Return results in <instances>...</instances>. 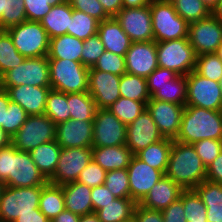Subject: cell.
<instances>
[{"label": "cell", "instance_id": "obj_58", "mask_svg": "<svg viewBox=\"0 0 222 222\" xmlns=\"http://www.w3.org/2000/svg\"><path fill=\"white\" fill-rule=\"evenodd\" d=\"M109 17H115L123 8L122 0H98Z\"/></svg>", "mask_w": 222, "mask_h": 222}, {"label": "cell", "instance_id": "obj_34", "mask_svg": "<svg viewBox=\"0 0 222 222\" xmlns=\"http://www.w3.org/2000/svg\"><path fill=\"white\" fill-rule=\"evenodd\" d=\"M67 105L70 119L79 121H93L98 110L95 101L88 92L68 93Z\"/></svg>", "mask_w": 222, "mask_h": 222}, {"label": "cell", "instance_id": "obj_59", "mask_svg": "<svg viewBox=\"0 0 222 222\" xmlns=\"http://www.w3.org/2000/svg\"><path fill=\"white\" fill-rule=\"evenodd\" d=\"M48 218L38 209H34V214H27L17 217L13 222H46Z\"/></svg>", "mask_w": 222, "mask_h": 222}, {"label": "cell", "instance_id": "obj_10", "mask_svg": "<svg viewBox=\"0 0 222 222\" xmlns=\"http://www.w3.org/2000/svg\"><path fill=\"white\" fill-rule=\"evenodd\" d=\"M2 89L20 85L50 86L48 55L26 58L20 65L7 71L1 77Z\"/></svg>", "mask_w": 222, "mask_h": 222}, {"label": "cell", "instance_id": "obj_29", "mask_svg": "<svg viewBox=\"0 0 222 222\" xmlns=\"http://www.w3.org/2000/svg\"><path fill=\"white\" fill-rule=\"evenodd\" d=\"M61 150L62 148L54 140L43 143L29 152L37 168L47 180L55 173Z\"/></svg>", "mask_w": 222, "mask_h": 222}, {"label": "cell", "instance_id": "obj_65", "mask_svg": "<svg viewBox=\"0 0 222 222\" xmlns=\"http://www.w3.org/2000/svg\"><path fill=\"white\" fill-rule=\"evenodd\" d=\"M211 14L222 22V0H219L217 7L212 11Z\"/></svg>", "mask_w": 222, "mask_h": 222}, {"label": "cell", "instance_id": "obj_54", "mask_svg": "<svg viewBox=\"0 0 222 222\" xmlns=\"http://www.w3.org/2000/svg\"><path fill=\"white\" fill-rule=\"evenodd\" d=\"M161 213L164 222H187L184 215L183 192L179 199L163 209Z\"/></svg>", "mask_w": 222, "mask_h": 222}, {"label": "cell", "instance_id": "obj_43", "mask_svg": "<svg viewBox=\"0 0 222 222\" xmlns=\"http://www.w3.org/2000/svg\"><path fill=\"white\" fill-rule=\"evenodd\" d=\"M173 5L178 15L188 23L202 20L211 14L202 0H175Z\"/></svg>", "mask_w": 222, "mask_h": 222}, {"label": "cell", "instance_id": "obj_46", "mask_svg": "<svg viewBox=\"0 0 222 222\" xmlns=\"http://www.w3.org/2000/svg\"><path fill=\"white\" fill-rule=\"evenodd\" d=\"M28 117L26 111L15 102L9 101L8 109L4 110V131L12 138Z\"/></svg>", "mask_w": 222, "mask_h": 222}, {"label": "cell", "instance_id": "obj_61", "mask_svg": "<svg viewBox=\"0 0 222 222\" xmlns=\"http://www.w3.org/2000/svg\"><path fill=\"white\" fill-rule=\"evenodd\" d=\"M80 215L72 213L71 211L64 210L59 213L52 222H79Z\"/></svg>", "mask_w": 222, "mask_h": 222}, {"label": "cell", "instance_id": "obj_13", "mask_svg": "<svg viewBox=\"0 0 222 222\" xmlns=\"http://www.w3.org/2000/svg\"><path fill=\"white\" fill-rule=\"evenodd\" d=\"M127 125L107 109H98L93 120L92 148L126 144Z\"/></svg>", "mask_w": 222, "mask_h": 222}, {"label": "cell", "instance_id": "obj_25", "mask_svg": "<svg viewBox=\"0 0 222 222\" xmlns=\"http://www.w3.org/2000/svg\"><path fill=\"white\" fill-rule=\"evenodd\" d=\"M65 208L80 216L94 213L91 201V190L87 185L77 181L62 185Z\"/></svg>", "mask_w": 222, "mask_h": 222}, {"label": "cell", "instance_id": "obj_33", "mask_svg": "<svg viewBox=\"0 0 222 222\" xmlns=\"http://www.w3.org/2000/svg\"><path fill=\"white\" fill-rule=\"evenodd\" d=\"M65 209L62 185H53L49 182L43 185L39 201V210L49 220H52Z\"/></svg>", "mask_w": 222, "mask_h": 222}, {"label": "cell", "instance_id": "obj_72", "mask_svg": "<svg viewBox=\"0 0 222 222\" xmlns=\"http://www.w3.org/2000/svg\"><path fill=\"white\" fill-rule=\"evenodd\" d=\"M0 90H2V83H1V78H0Z\"/></svg>", "mask_w": 222, "mask_h": 222}, {"label": "cell", "instance_id": "obj_14", "mask_svg": "<svg viewBox=\"0 0 222 222\" xmlns=\"http://www.w3.org/2000/svg\"><path fill=\"white\" fill-rule=\"evenodd\" d=\"M92 160V147L62 148L54 175L48 180L53 185L77 181L79 174Z\"/></svg>", "mask_w": 222, "mask_h": 222}, {"label": "cell", "instance_id": "obj_57", "mask_svg": "<svg viewBox=\"0 0 222 222\" xmlns=\"http://www.w3.org/2000/svg\"><path fill=\"white\" fill-rule=\"evenodd\" d=\"M206 180L222 184V152L206 167Z\"/></svg>", "mask_w": 222, "mask_h": 222}, {"label": "cell", "instance_id": "obj_8", "mask_svg": "<svg viewBox=\"0 0 222 222\" xmlns=\"http://www.w3.org/2000/svg\"><path fill=\"white\" fill-rule=\"evenodd\" d=\"M41 191L42 186H5L0 197V219L13 222L19 216L34 214V209L39 208Z\"/></svg>", "mask_w": 222, "mask_h": 222}, {"label": "cell", "instance_id": "obj_64", "mask_svg": "<svg viewBox=\"0 0 222 222\" xmlns=\"http://www.w3.org/2000/svg\"><path fill=\"white\" fill-rule=\"evenodd\" d=\"M79 222H100L95 213L80 216Z\"/></svg>", "mask_w": 222, "mask_h": 222}, {"label": "cell", "instance_id": "obj_50", "mask_svg": "<svg viewBox=\"0 0 222 222\" xmlns=\"http://www.w3.org/2000/svg\"><path fill=\"white\" fill-rule=\"evenodd\" d=\"M192 145L206 167L222 152V140L203 139Z\"/></svg>", "mask_w": 222, "mask_h": 222}, {"label": "cell", "instance_id": "obj_6", "mask_svg": "<svg viewBox=\"0 0 222 222\" xmlns=\"http://www.w3.org/2000/svg\"><path fill=\"white\" fill-rule=\"evenodd\" d=\"M158 66L187 76L196 67V54L188 37L156 42Z\"/></svg>", "mask_w": 222, "mask_h": 222}, {"label": "cell", "instance_id": "obj_51", "mask_svg": "<svg viewBox=\"0 0 222 222\" xmlns=\"http://www.w3.org/2000/svg\"><path fill=\"white\" fill-rule=\"evenodd\" d=\"M106 171L96 162L91 160L86 168L79 174L77 182L90 188L104 184Z\"/></svg>", "mask_w": 222, "mask_h": 222}, {"label": "cell", "instance_id": "obj_70", "mask_svg": "<svg viewBox=\"0 0 222 222\" xmlns=\"http://www.w3.org/2000/svg\"><path fill=\"white\" fill-rule=\"evenodd\" d=\"M161 3H173L175 0H156Z\"/></svg>", "mask_w": 222, "mask_h": 222}, {"label": "cell", "instance_id": "obj_67", "mask_svg": "<svg viewBox=\"0 0 222 222\" xmlns=\"http://www.w3.org/2000/svg\"><path fill=\"white\" fill-rule=\"evenodd\" d=\"M218 57L222 60V43L219 45V47L217 48L216 52H215Z\"/></svg>", "mask_w": 222, "mask_h": 222}, {"label": "cell", "instance_id": "obj_31", "mask_svg": "<svg viewBox=\"0 0 222 222\" xmlns=\"http://www.w3.org/2000/svg\"><path fill=\"white\" fill-rule=\"evenodd\" d=\"M172 144V139L163 138L162 140L149 145L147 148L142 149L136 153L135 156L150 167L158 169L165 174Z\"/></svg>", "mask_w": 222, "mask_h": 222}, {"label": "cell", "instance_id": "obj_53", "mask_svg": "<svg viewBox=\"0 0 222 222\" xmlns=\"http://www.w3.org/2000/svg\"><path fill=\"white\" fill-rule=\"evenodd\" d=\"M178 74L167 68L157 67L147 78V89L150 97L156 92V86H164Z\"/></svg>", "mask_w": 222, "mask_h": 222}, {"label": "cell", "instance_id": "obj_47", "mask_svg": "<svg viewBox=\"0 0 222 222\" xmlns=\"http://www.w3.org/2000/svg\"><path fill=\"white\" fill-rule=\"evenodd\" d=\"M89 69H96L121 76L126 73L125 56L105 50L95 65Z\"/></svg>", "mask_w": 222, "mask_h": 222}, {"label": "cell", "instance_id": "obj_24", "mask_svg": "<svg viewBox=\"0 0 222 222\" xmlns=\"http://www.w3.org/2000/svg\"><path fill=\"white\" fill-rule=\"evenodd\" d=\"M97 34L105 50L121 56H125L132 44L131 39L123 31L121 24L115 17L99 22Z\"/></svg>", "mask_w": 222, "mask_h": 222}, {"label": "cell", "instance_id": "obj_11", "mask_svg": "<svg viewBox=\"0 0 222 222\" xmlns=\"http://www.w3.org/2000/svg\"><path fill=\"white\" fill-rule=\"evenodd\" d=\"M186 93V106L222 111V86L220 82L205 78L193 70L187 75Z\"/></svg>", "mask_w": 222, "mask_h": 222}, {"label": "cell", "instance_id": "obj_16", "mask_svg": "<svg viewBox=\"0 0 222 222\" xmlns=\"http://www.w3.org/2000/svg\"><path fill=\"white\" fill-rule=\"evenodd\" d=\"M147 111L164 138L175 140L182 120V114L185 109L182 105L150 99L146 104Z\"/></svg>", "mask_w": 222, "mask_h": 222}, {"label": "cell", "instance_id": "obj_55", "mask_svg": "<svg viewBox=\"0 0 222 222\" xmlns=\"http://www.w3.org/2000/svg\"><path fill=\"white\" fill-rule=\"evenodd\" d=\"M116 197L102 184L92 188L91 201L93 205V212L101 209L104 205L112 202Z\"/></svg>", "mask_w": 222, "mask_h": 222}, {"label": "cell", "instance_id": "obj_9", "mask_svg": "<svg viewBox=\"0 0 222 222\" xmlns=\"http://www.w3.org/2000/svg\"><path fill=\"white\" fill-rule=\"evenodd\" d=\"M55 137L56 124L47 115H28L11 138V144L18 151L30 152L43 143L54 141Z\"/></svg>", "mask_w": 222, "mask_h": 222}, {"label": "cell", "instance_id": "obj_22", "mask_svg": "<svg viewBox=\"0 0 222 222\" xmlns=\"http://www.w3.org/2000/svg\"><path fill=\"white\" fill-rule=\"evenodd\" d=\"M51 86L20 85L7 92L12 102L18 103L28 115H43Z\"/></svg>", "mask_w": 222, "mask_h": 222}, {"label": "cell", "instance_id": "obj_38", "mask_svg": "<svg viewBox=\"0 0 222 222\" xmlns=\"http://www.w3.org/2000/svg\"><path fill=\"white\" fill-rule=\"evenodd\" d=\"M26 58L15 48L10 35L4 30L0 34V78L20 65Z\"/></svg>", "mask_w": 222, "mask_h": 222}, {"label": "cell", "instance_id": "obj_45", "mask_svg": "<svg viewBox=\"0 0 222 222\" xmlns=\"http://www.w3.org/2000/svg\"><path fill=\"white\" fill-rule=\"evenodd\" d=\"M104 185L116 198H130L127 169L106 172Z\"/></svg>", "mask_w": 222, "mask_h": 222}, {"label": "cell", "instance_id": "obj_30", "mask_svg": "<svg viewBox=\"0 0 222 222\" xmlns=\"http://www.w3.org/2000/svg\"><path fill=\"white\" fill-rule=\"evenodd\" d=\"M83 41L68 34L50 39L48 59H68L81 62Z\"/></svg>", "mask_w": 222, "mask_h": 222}, {"label": "cell", "instance_id": "obj_36", "mask_svg": "<svg viewBox=\"0 0 222 222\" xmlns=\"http://www.w3.org/2000/svg\"><path fill=\"white\" fill-rule=\"evenodd\" d=\"M121 97L129 98L146 104L151 99L147 89L146 78L124 73L119 83Z\"/></svg>", "mask_w": 222, "mask_h": 222}, {"label": "cell", "instance_id": "obj_68", "mask_svg": "<svg viewBox=\"0 0 222 222\" xmlns=\"http://www.w3.org/2000/svg\"><path fill=\"white\" fill-rule=\"evenodd\" d=\"M4 3H5V0H0V17L2 13L4 12Z\"/></svg>", "mask_w": 222, "mask_h": 222}, {"label": "cell", "instance_id": "obj_28", "mask_svg": "<svg viewBox=\"0 0 222 222\" xmlns=\"http://www.w3.org/2000/svg\"><path fill=\"white\" fill-rule=\"evenodd\" d=\"M72 8L68 1L52 6L51 10L40 21L49 39L67 34Z\"/></svg>", "mask_w": 222, "mask_h": 222}, {"label": "cell", "instance_id": "obj_52", "mask_svg": "<svg viewBox=\"0 0 222 222\" xmlns=\"http://www.w3.org/2000/svg\"><path fill=\"white\" fill-rule=\"evenodd\" d=\"M72 9L84 12L99 22L109 19L98 0H67Z\"/></svg>", "mask_w": 222, "mask_h": 222}, {"label": "cell", "instance_id": "obj_5", "mask_svg": "<svg viewBox=\"0 0 222 222\" xmlns=\"http://www.w3.org/2000/svg\"><path fill=\"white\" fill-rule=\"evenodd\" d=\"M15 48L25 58L48 55L50 39L40 22L26 20L5 30Z\"/></svg>", "mask_w": 222, "mask_h": 222}, {"label": "cell", "instance_id": "obj_35", "mask_svg": "<svg viewBox=\"0 0 222 222\" xmlns=\"http://www.w3.org/2000/svg\"><path fill=\"white\" fill-rule=\"evenodd\" d=\"M187 76L177 75L164 86H156V92L151 99L166 101L177 105L186 106L187 101Z\"/></svg>", "mask_w": 222, "mask_h": 222}, {"label": "cell", "instance_id": "obj_18", "mask_svg": "<svg viewBox=\"0 0 222 222\" xmlns=\"http://www.w3.org/2000/svg\"><path fill=\"white\" fill-rule=\"evenodd\" d=\"M163 138L147 109L127 125L126 147L133 155Z\"/></svg>", "mask_w": 222, "mask_h": 222}, {"label": "cell", "instance_id": "obj_42", "mask_svg": "<svg viewBox=\"0 0 222 222\" xmlns=\"http://www.w3.org/2000/svg\"><path fill=\"white\" fill-rule=\"evenodd\" d=\"M183 206L187 222H207L206 206L193 189L183 191Z\"/></svg>", "mask_w": 222, "mask_h": 222}, {"label": "cell", "instance_id": "obj_60", "mask_svg": "<svg viewBox=\"0 0 222 222\" xmlns=\"http://www.w3.org/2000/svg\"><path fill=\"white\" fill-rule=\"evenodd\" d=\"M10 96L6 90H0V127L4 130V110L8 109Z\"/></svg>", "mask_w": 222, "mask_h": 222}, {"label": "cell", "instance_id": "obj_63", "mask_svg": "<svg viewBox=\"0 0 222 222\" xmlns=\"http://www.w3.org/2000/svg\"><path fill=\"white\" fill-rule=\"evenodd\" d=\"M11 143V138L7 133L0 127V148H4Z\"/></svg>", "mask_w": 222, "mask_h": 222}, {"label": "cell", "instance_id": "obj_2", "mask_svg": "<svg viewBox=\"0 0 222 222\" xmlns=\"http://www.w3.org/2000/svg\"><path fill=\"white\" fill-rule=\"evenodd\" d=\"M165 176L184 190L194 189L206 180V166L192 144L173 140Z\"/></svg>", "mask_w": 222, "mask_h": 222}, {"label": "cell", "instance_id": "obj_40", "mask_svg": "<svg viewBox=\"0 0 222 222\" xmlns=\"http://www.w3.org/2000/svg\"><path fill=\"white\" fill-rule=\"evenodd\" d=\"M107 110L128 125L146 110V103L120 97Z\"/></svg>", "mask_w": 222, "mask_h": 222}, {"label": "cell", "instance_id": "obj_4", "mask_svg": "<svg viewBox=\"0 0 222 222\" xmlns=\"http://www.w3.org/2000/svg\"><path fill=\"white\" fill-rule=\"evenodd\" d=\"M51 89L68 93L88 92L89 68L68 59H48Z\"/></svg>", "mask_w": 222, "mask_h": 222}, {"label": "cell", "instance_id": "obj_17", "mask_svg": "<svg viewBox=\"0 0 222 222\" xmlns=\"http://www.w3.org/2000/svg\"><path fill=\"white\" fill-rule=\"evenodd\" d=\"M121 76L109 72L89 69L88 93L98 109L109 108L121 97L119 83Z\"/></svg>", "mask_w": 222, "mask_h": 222}, {"label": "cell", "instance_id": "obj_26", "mask_svg": "<svg viewBox=\"0 0 222 222\" xmlns=\"http://www.w3.org/2000/svg\"><path fill=\"white\" fill-rule=\"evenodd\" d=\"M132 152L126 144L112 147L92 148V160L106 172L127 169L132 158Z\"/></svg>", "mask_w": 222, "mask_h": 222}, {"label": "cell", "instance_id": "obj_20", "mask_svg": "<svg viewBox=\"0 0 222 222\" xmlns=\"http://www.w3.org/2000/svg\"><path fill=\"white\" fill-rule=\"evenodd\" d=\"M126 73L147 78L158 66L156 42H132L125 54Z\"/></svg>", "mask_w": 222, "mask_h": 222}, {"label": "cell", "instance_id": "obj_39", "mask_svg": "<svg viewBox=\"0 0 222 222\" xmlns=\"http://www.w3.org/2000/svg\"><path fill=\"white\" fill-rule=\"evenodd\" d=\"M44 114L56 125L69 120L70 111L67 105V94L51 89L46 100Z\"/></svg>", "mask_w": 222, "mask_h": 222}, {"label": "cell", "instance_id": "obj_15", "mask_svg": "<svg viewBox=\"0 0 222 222\" xmlns=\"http://www.w3.org/2000/svg\"><path fill=\"white\" fill-rule=\"evenodd\" d=\"M115 18L132 42L154 40L150 5L122 8Z\"/></svg>", "mask_w": 222, "mask_h": 222}, {"label": "cell", "instance_id": "obj_21", "mask_svg": "<svg viewBox=\"0 0 222 222\" xmlns=\"http://www.w3.org/2000/svg\"><path fill=\"white\" fill-rule=\"evenodd\" d=\"M56 142L61 148L92 147L93 121L69 119L56 125Z\"/></svg>", "mask_w": 222, "mask_h": 222}, {"label": "cell", "instance_id": "obj_37", "mask_svg": "<svg viewBox=\"0 0 222 222\" xmlns=\"http://www.w3.org/2000/svg\"><path fill=\"white\" fill-rule=\"evenodd\" d=\"M99 21L94 17L72 9V17L70 18L68 35H72L82 41L97 34Z\"/></svg>", "mask_w": 222, "mask_h": 222}, {"label": "cell", "instance_id": "obj_66", "mask_svg": "<svg viewBox=\"0 0 222 222\" xmlns=\"http://www.w3.org/2000/svg\"><path fill=\"white\" fill-rule=\"evenodd\" d=\"M202 2L212 13V11L217 7L219 0H202Z\"/></svg>", "mask_w": 222, "mask_h": 222}, {"label": "cell", "instance_id": "obj_69", "mask_svg": "<svg viewBox=\"0 0 222 222\" xmlns=\"http://www.w3.org/2000/svg\"><path fill=\"white\" fill-rule=\"evenodd\" d=\"M122 222H138L136 217L133 215L131 218L125 220V221H122Z\"/></svg>", "mask_w": 222, "mask_h": 222}, {"label": "cell", "instance_id": "obj_71", "mask_svg": "<svg viewBox=\"0 0 222 222\" xmlns=\"http://www.w3.org/2000/svg\"><path fill=\"white\" fill-rule=\"evenodd\" d=\"M4 187H5V184L0 181V197H1V194H2V191H3Z\"/></svg>", "mask_w": 222, "mask_h": 222}, {"label": "cell", "instance_id": "obj_23", "mask_svg": "<svg viewBox=\"0 0 222 222\" xmlns=\"http://www.w3.org/2000/svg\"><path fill=\"white\" fill-rule=\"evenodd\" d=\"M183 191L179 184L164 176L138 204L147 209L162 211L179 199Z\"/></svg>", "mask_w": 222, "mask_h": 222}, {"label": "cell", "instance_id": "obj_7", "mask_svg": "<svg viewBox=\"0 0 222 222\" xmlns=\"http://www.w3.org/2000/svg\"><path fill=\"white\" fill-rule=\"evenodd\" d=\"M154 41H170L188 37L189 23L175 11L173 3H150Z\"/></svg>", "mask_w": 222, "mask_h": 222}, {"label": "cell", "instance_id": "obj_56", "mask_svg": "<svg viewBox=\"0 0 222 222\" xmlns=\"http://www.w3.org/2000/svg\"><path fill=\"white\" fill-rule=\"evenodd\" d=\"M134 216L138 222H164L161 211L147 209L140 204H136Z\"/></svg>", "mask_w": 222, "mask_h": 222}, {"label": "cell", "instance_id": "obj_3", "mask_svg": "<svg viewBox=\"0 0 222 222\" xmlns=\"http://www.w3.org/2000/svg\"><path fill=\"white\" fill-rule=\"evenodd\" d=\"M203 139L222 140V111L185 106L175 140L193 144Z\"/></svg>", "mask_w": 222, "mask_h": 222}, {"label": "cell", "instance_id": "obj_49", "mask_svg": "<svg viewBox=\"0 0 222 222\" xmlns=\"http://www.w3.org/2000/svg\"><path fill=\"white\" fill-rule=\"evenodd\" d=\"M27 20L40 22L51 10L52 6L64 3L67 0H23Z\"/></svg>", "mask_w": 222, "mask_h": 222}, {"label": "cell", "instance_id": "obj_32", "mask_svg": "<svg viewBox=\"0 0 222 222\" xmlns=\"http://www.w3.org/2000/svg\"><path fill=\"white\" fill-rule=\"evenodd\" d=\"M136 204L130 198H115L97 210L95 214L100 222H122L134 215Z\"/></svg>", "mask_w": 222, "mask_h": 222}, {"label": "cell", "instance_id": "obj_12", "mask_svg": "<svg viewBox=\"0 0 222 222\" xmlns=\"http://www.w3.org/2000/svg\"><path fill=\"white\" fill-rule=\"evenodd\" d=\"M188 39L196 56L215 53L222 43V22L212 14L202 20L191 22Z\"/></svg>", "mask_w": 222, "mask_h": 222}, {"label": "cell", "instance_id": "obj_1", "mask_svg": "<svg viewBox=\"0 0 222 222\" xmlns=\"http://www.w3.org/2000/svg\"><path fill=\"white\" fill-rule=\"evenodd\" d=\"M0 181L5 186L17 188L43 186L48 183L30 153L18 151L11 143L0 148Z\"/></svg>", "mask_w": 222, "mask_h": 222}, {"label": "cell", "instance_id": "obj_44", "mask_svg": "<svg viewBox=\"0 0 222 222\" xmlns=\"http://www.w3.org/2000/svg\"><path fill=\"white\" fill-rule=\"evenodd\" d=\"M27 20L23 0H5L4 12L0 17V28H8L21 24Z\"/></svg>", "mask_w": 222, "mask_h": 222}, {"label": "cell", "instance_id": "obj_62", "mask_svg": "<svg viewBox=\"0 0 222 222\" xmlns=\"http://www.w3.org/2000/svg\"><path fill=\"white\" fill-rule=\"evenodd\" d=\"M123 8L144 7L149 5L151 0H122Z\"/></svg>", "mask_w": 222, "mask_h": 222}, {"label": "cell", "instance_id": "obj_48", "mask_svg": "<svg viewBox=\"0 0 222 222\" xmlns=\"http://www.w3.org/2000/svg\"><path fill=\"white\" fill-rule=\"evenodd\" d=\"M105 52V47L98 34H95L83 41L81 63L91 68L98 58Z\"/></svg>", "mask_w": 222, "mask_h": 222}, {"label": "cell", "instance_id": "obj_27", "mask_svg": "<svg viewBox=\"0 0 222 222\" xmlns=\"http://www.w3.org/2000/svg\"><path fill=\"white\" fill-rule=\"evenodd\" d=\"M193 190L206 206L207 222H222V184L204 180Z\"/></svg>", "mask_w": 222, "mask_h": 222}, {"label": "cell", "instance_id": "obj_41", "mask_svg": "<svg viewBox=\"0 0 222 222\" xmlns=\"http://www.w3.org/2000/svg\"><path fill=\"white\" fill-rule=\"evenodd\" d=\"M195 71L205 78L220 82L222 79V60L216 53L196 56Z\"/></svg>", "mask_w": 222, "mask_h": 222}, {"label": "cell", "instance_id": "obj_19", "mask_svg": "<svg viewBox=\"0 0 222 222\" xmlns=\"http://www.w3.org/2000/svg\"><path fill=\"white\" fill-rule=\"evenodd\" d=\"M127 171L130 199L136 203H139L151 188L165 176L162 171L150 167L135 155L132 156Z\"/></svg>", "mask_w": 222, "mask_h": 222}]
</instances>
